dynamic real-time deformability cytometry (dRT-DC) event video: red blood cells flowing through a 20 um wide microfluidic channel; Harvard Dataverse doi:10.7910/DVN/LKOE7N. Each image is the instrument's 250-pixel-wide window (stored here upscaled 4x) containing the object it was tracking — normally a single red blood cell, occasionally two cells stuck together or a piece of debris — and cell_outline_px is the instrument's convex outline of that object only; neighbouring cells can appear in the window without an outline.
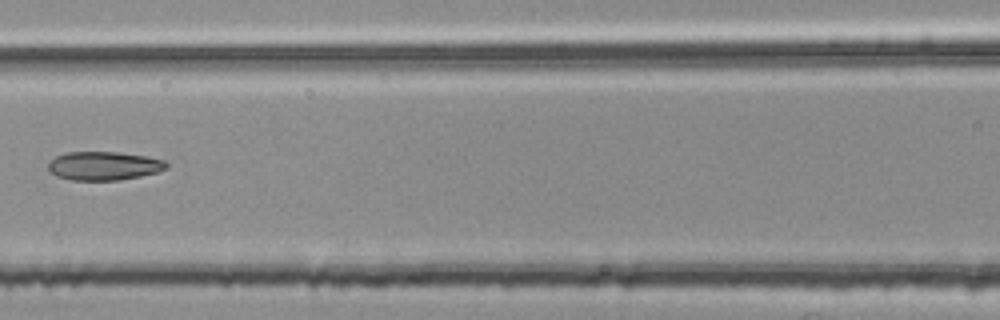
{"species": "common noctule bat (a hibernating species)", "species_latin": "Nyctalus noctula", "temperature_condition": "room temperature", "stored_images_in_passage": 6, "camera_frame_rate_fps": 3000, "um_per_image_px": 0.085, "animal": {"sex": "female", "body_mass_g": 25.1}, "frame": {"image": 1, "passage_image": 6, "time_ms": 1.667, "image_size_px": [1000, 320], "cell_outline_px": [[168, 168], [160, 172], [140, 176], [116, 180], [72, 180], [56, 176], [48, 172], [48, 164], [56, 156], [68, 152], [116, 152], [148, 156], [164, 160], [168, 164]], "centroid_in_image_um": [8.85, 14.1], "position_along_channel_um": 157.8, "area_um2": 19.83}}